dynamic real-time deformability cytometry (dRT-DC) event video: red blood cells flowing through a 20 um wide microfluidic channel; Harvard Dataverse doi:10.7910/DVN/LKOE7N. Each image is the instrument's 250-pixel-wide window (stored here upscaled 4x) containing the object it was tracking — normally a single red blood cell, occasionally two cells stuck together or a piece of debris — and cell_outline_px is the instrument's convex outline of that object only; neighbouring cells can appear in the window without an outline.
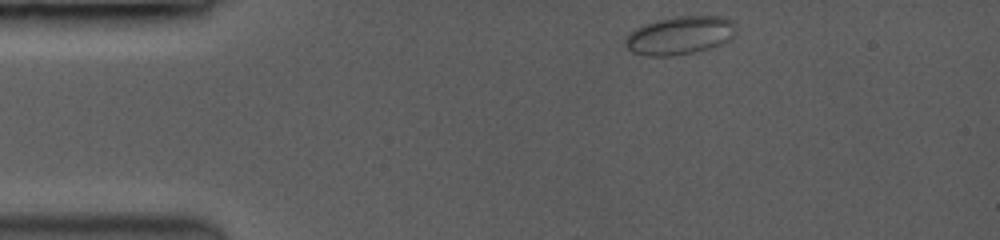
{"species": "common noctule bat (a hibernating species)", "species_latin": "Nyctalus noctula", "temperature_condition": "room temperature", "stored_images_in_passage": 40, "camera_frame_rate_fps": 3500, "um_per_image_px": 0.085, "animal": {"sex": "female", "body_mass_g": 19.0, "forearm_length_mm": 53.3}, "frame": {"image": 1, "passage_image": 1, "time_ms": 0.0, "image_size_px": [1000, 240], "cell_outline_px": [[728, 36], [724, 40], [716, 44], [704, 48], [688, 52], [668, 56], [652, 56], [632, 52], [624, 44], [628, 36], [636, 28], [648, 24], [664, 20], [684, 16], [720, 16], [728, 20]], "centroid_in_image_um": [57.62, 3.02], "position_along_channel_um": 27.4, "area_um2": 22.54}}
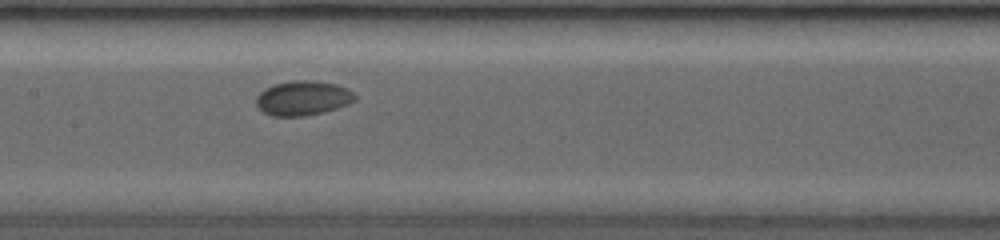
{"frame": {"image": 2, "passage_image": 17, "time_ms": 5.714, "image_size_px": [1000, 240], "cell_outline_px": [[356, 96], [352, 100], [336, 108], [324, 112], [304, 116], [272, 116], [264, 112], [256, 104], [256, 96], [264, 88], [272, 84], [292, 80], [312, 80], [336, 84], [352, 92]], "centroid_in_image_um": [25.67, 8.33], "position_along_channel_um": 181.7, "area_um2": 19.71}}
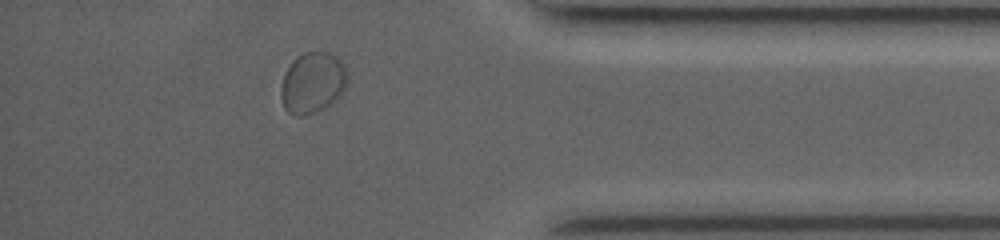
{"frame": {"image": 3, "passage_image": 35, "time_ms": 12.0, "image_size_px": [1000, 240], "cell_outline_px": [[348, 80], [344, 92], [336, 100], [324, 108], [304, 116], [292, 116], [284, 108], [280, 96], [280, 88], [284, 72], [292, 60], [296, 56], [304, 52], [332, 52], [344, 64], [348, 72]], "centroid_in_image_um": [26.57, 7.03], "position_along_channel_um": 408.6, "area_um2": 24.28}, "authors_computed_cell_mechanics": {"area_um2": 19.5942, "velocity_mm_per_s": 3.7981, "shape_relaxation_time_tau1_ms": null, "shape_relaxation_time_tau2_ms": 1.5933, "deformation_change_tau1": null, "deformation_change_tau2": 0.0275}}